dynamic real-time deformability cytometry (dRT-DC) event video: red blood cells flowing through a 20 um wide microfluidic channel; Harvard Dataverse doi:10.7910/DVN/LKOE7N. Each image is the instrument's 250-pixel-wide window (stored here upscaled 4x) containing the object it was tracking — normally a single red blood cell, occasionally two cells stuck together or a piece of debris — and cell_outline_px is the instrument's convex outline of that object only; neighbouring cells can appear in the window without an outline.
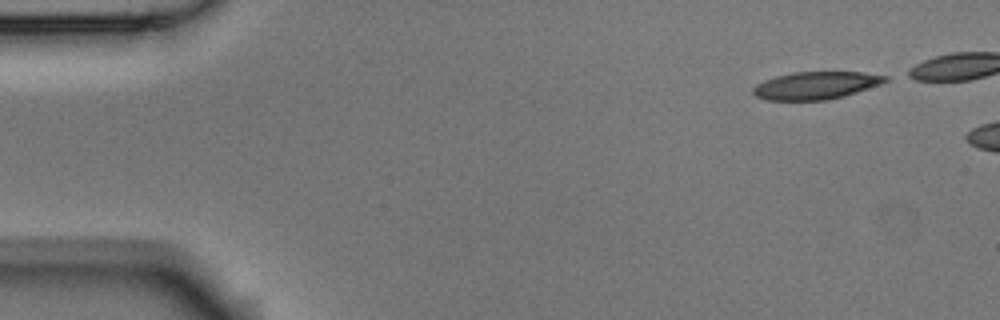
{"species": "Egyptian fruit bat (a non-hibernating species)", "species_latin": "Rousettus aegyptiacus", "temperature_condition": "room temperature", "stored_images_in_passage": 5, "segment_of_instrument_passage": [2, 2], "camera_frame_rate_fps": 3000, "um_per_image_px": 0.085, "animal": {"sex": "male"}, "frame": {"image": 1, "passage_image": 5, "time_ms": 1.333, "image_size_px": [1000, 320], "cell_outline_px": [[888, 80], [880, 84], [844, 96], [828, 100], [764, 100], [756, 96], [752, 92], [752, 88], [756, 84], [764, 80], [776, 76], [792, 72], [864, 72], [888, 76]], "centroid_in_image_um": [69.32, 7.26], "position_along_channel_um": 15.7, "area_um2": 21.27}}